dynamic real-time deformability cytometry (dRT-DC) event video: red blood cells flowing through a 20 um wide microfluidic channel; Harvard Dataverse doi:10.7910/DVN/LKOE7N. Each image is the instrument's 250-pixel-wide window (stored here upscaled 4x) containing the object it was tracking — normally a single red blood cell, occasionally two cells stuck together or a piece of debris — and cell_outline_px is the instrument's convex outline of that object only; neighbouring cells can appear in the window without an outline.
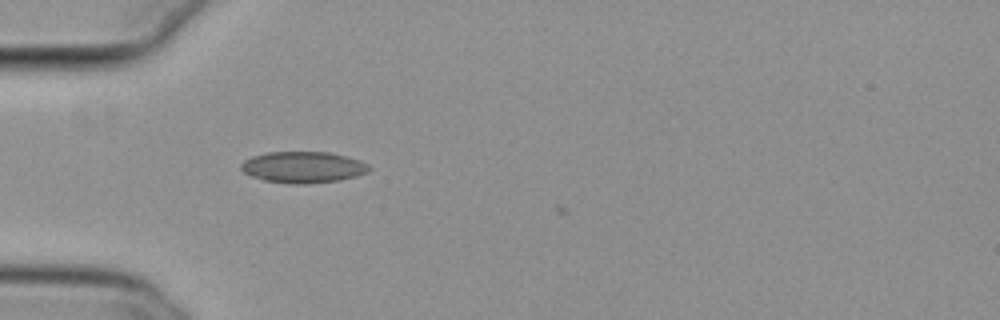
{"species": "common noctule bat (a hibernating species)", "species_latin": "Nyctalus noctula", "temperature_condition": "cold", "stored_images_in_passage": 4, "camera_frame_rate_fps": 3000, "um_per_image_px": 0.085, "animal": {"sex": "female", "body_mass_g": 29.2, "forearm_length_mm": 56.3}, "frame": {"image": 1, "passage_image": 1, "time_ms": 0.0, "image_size_px": [1000, 320], "cell_outline_px": [[372, 168], [368, 172], [356, 176], [340, 180], [308, 184], [288, 184], [264, 180], [252, 176], [244, 172], [240, 168], [240, 164], [244, 160], [252, 156], [268, 152], [328, 152], [360, 160], [368, 164]], "centroid_in_image_um": [25.76, 14.22], "position_along_channel_um": 59.2, "area_um2": 23.47}}